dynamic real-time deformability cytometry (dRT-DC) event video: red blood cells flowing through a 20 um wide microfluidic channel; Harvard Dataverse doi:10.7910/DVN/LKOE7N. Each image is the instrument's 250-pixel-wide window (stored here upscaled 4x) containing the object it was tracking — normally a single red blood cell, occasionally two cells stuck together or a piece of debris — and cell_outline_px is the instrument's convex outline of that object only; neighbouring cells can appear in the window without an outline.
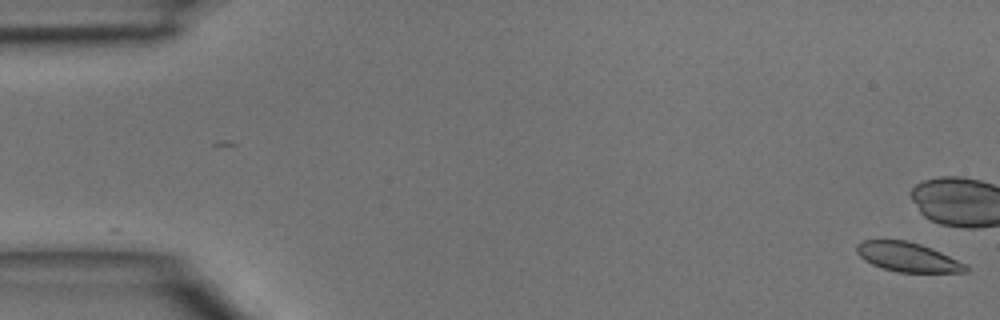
{"species": "common noctule bat (a hibernating species)", "species_latin": "Nyctalus noctula", "temperature_condition": "room temperature", "stored_images_in_passage": 7, "camera_frame_rate_fps": 3000, "um_per_image_px": 0.085, "animal": {"sex": "male", "body_mass_g": 15.6}, "frame": {"image": 1, "passage_image": 1, "time_ms": 0.0, "image_size_px": [1000, 320], "cell_outline_px": [[968, 272], [900, 272], [884, 268], [872, 264], [864, 260], [856, 252], [856, 244], [860, 240], [908, 240], [932, 248], [964, 264], [968, 268]], "centroid_in_image_um": [77.1, 21.83], "position_along_channel_um": 7.9, "area_um2": 18.44}}